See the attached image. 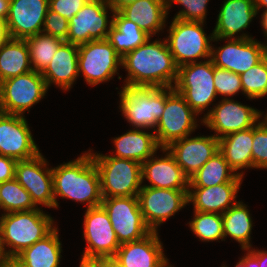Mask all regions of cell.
Returning a JSON list of instances; mask_svg holds the SVG:
<instances>
[{
	"label": "cell",
	"mask_w": 267,
	"mask_h": 267,
	"mask_svg": "<svg viewBox=\"0 0 267 267\" xmlns=\"http://www.w3.org/2000/svg\"><path fill=\"white\" fill-rule=\"evenodd\" d=\"M150 39L122 57L121 66L128 72L124 86H174L178 75V66L166 40H155L151 43Z\"/></svg>",
	"instance_id": "obj_1"
},
{
	"label": "cell",
	"mask_w": 267,
	"mask_h": 267,
	"mask_svg": "<svg viewBox=\"0 0 267 267\" xmlns=\"http://www.w3.org/2000/svg\"><path fill=\"white\" fill-rule=\"evenodd\" d=\"M55 209L57 196L87 203V209L101 205L103 200L98 169L91 150L73 161L52 168Z\"/></svg>",
	"instance_id": "obj_2"
},
{
	"label": "cell",
	"mask_w": 267,
	"mask_h": 267,
	"mask_svg": "<svg viewBox=\"0 0 267 267\" xmlns=\"http://www.w3.org/2000/svg\"><path fill=\"white\" fill-rule=\"evenodd\" d=\"M52 219L40 208L2 214L0 226L11 257L15 258L25 248L47 236L56 227Z\"/></svg>",
	"instance_id": "obj_3"
},
{
	"label": "cell",
	"mask_w": 267,
	"mask_h": 267,
	"mask_svg": "<svg viewBox=\"0 0 267 267\" xmlns=\"http://www.w3.org/2000/svg\"><path fill=\"white\" fill-rule=\"evenodd\" d=\"M91 155L99 172L103 198L137 197L142 187L141 163L100 153Z\"/></svg>",
	"instance_id": "obj_4"
},
{
	"label": "cell",
	"mask_w": 267,
	"mask_h": 267,
	"mask_svg": "<svg viewBox=\"0 0 267 267\" xmlns=\"http://www.w3.org/2000/svg\"><path fill=\"white\" fill-rule=\"evenodd\" d=\"M120 110L137 129H154L161 118L166 102V87H128L120 90Z\"/></svg>",
	"instance_id": "obj_5"
},
{
	"label": "cell",
	"mask_w": 267,
	"mask_h": 267,
	"mask_svg": "<svg viewBox=\"0 0 267 267\" xmlns=\"http://www.w3.org/2000/svg\"><path fill=\"white\" fill-rule=\"evenodd\" d=\"M203 25L204 22L173 18L165 40L178 67L198 62V58L211 59L214 34L207 36Z\"/></svg>",
	"instance_id": "obj_6"
},
{
	"label": "cell",
	"mask_w": 267,
	"mask_h": 267,
	"mask_svg": "<svg viewBox=\"0 0 267 267\" xmlns=\"http://www.w3.org/2000/svg\"><path fill=\"white\" fill-rule=\"evenodd\" d=\"M214 64L211 59L178 67L173 86L186 103L199 115L216 99Z\"/></svg>",
	"instance_id": "obj_7"
},
{
	"label": "cell",
	"mask_w": 267,
	"mask_h": 267,
	"mask_svg": "<svg viewBox=\"0 0 267 267\" xmlns=\"http://www.w3.org/2000/svg\"><path fill=\"white\" fill-rule=\"evenodd\" d=\"M84 215L83 235L88 245L80 263L110 261L115 256L120 243L108 213L102 205H99L87 209Z\"/></svg>",
	"instance_id": "obj_8"
},
{
	"label": "cell",
	"mask_w": 267,
	"mask_h": 267,
	"mask_svg": "<svg viewBox=\"0 0 267 267\" xmlns=\"http://www.w3.org/2000/svg\"><path fill=\"white\" fill-rule=\"evenodd\" d=\"M195 116L198 114L184 98L173 87H166L165 109L153 131L158 146L166 148L172 142L190 136L198 126Z\"/></svg>",
	"instance_id": "obj_9"
},
{
	"label": "cell",
	"mask_w": 267,
	"mask_h": 267,
	"mask_svg": "<svg viewBox=\"0 0 267 267\" xmlns=\"http://www.w3.org/2000/svg\"><path fill=\"white\" fill-rule=\"evenodd\" d=\"M46 82L34 70L0 82V112L23 116L47 93Z\"/></svg>",
	"instance_id": "obj_10"
},
{
	"label": "cell",
	"mask_w": 267,
	"mask_h": 267,
	"mask_svg": "<svg viewBox=\"0 0 267 267\" xmlns=\"http://www.w3.org/2000/svg\"><path fill=\"white\" fill-rule=\"evenodd\" d=\"M121 59L107 39L89 41L78 45V74L90 86L107 82L119 74Z\"/></svg>",
	"instance_id": "obj_11"
},
{
	"label": "cell",
	"mask_w": 267,
	"mask_h": 267,
	"mask_svg": "<svg viewBox=\"0 0 267 267\" xmlns=\"http://www.w3.org/2000/svg\"><path fill=\"white\" fill-rule=\"evenodd\" d=\"M101 205L108 213L120 244L142 239L151 232L134 196L103 198Z\"/></svg>",
	"instance_id": "obj_12"
},
{
	"label": "cell",
	"mask_w": 267,
	"mask_h": 267,
	"mask_svg": "<svg viewBox=\"0 0 267 267\" xmlns=\"http://www.w3.org/2000/svg\"><path fill=\"white\" fill-rule=\"evenodd\" d=\"M107 9L114 11L106 0H90L68 20L65 42L81 45L92 40L107 39L109 30L113 26V19L108 21Z\"/></svg>",
	"instance_id": "obj_13"
},
{
	"label": "cell",
	"mask_w": 267,
	"mask_h": 267,
	"mask_svg": "<svg viewBox=\"0 0 267 267\" xmlns=\"http://www.w3.org/2000/svg\"><path fill=\"white\" fill-rule=\"evenodd\" d=\"M218 103L201 119V123L215 131L214 136L218 139L254 127L263 115L261 111L230 98L223 97Z\"/></svg>",
	"instance_id": "obj_14"
},
{
	"label": "cell",
	"mask_w": 267,
	"mask_h": 267,
	"mask_svg": "<svg viewBox=\"0 0 267 267\" xmlns=\"http://www.w3.org/2000/svg\"><path fill=\"white\" fill-rule=\"evenodd\" d=\"M137 198L143 219L151 231H158L160 224L189 204L188 190L142 186Z\"/></svg>",
	"instance_id": "obj_15"
},
{
	"label": "cell",
	"mask_w": 267,
	"mask_h": 267,
	"mask_svg": "<svg viewBox=\"0 0 267 267\" xmlns=\"http://www.w3.org/2000/svg\"><path fill=\"white\" fill-rule=\"evenodd\" d=\"M41 153L36 156L18 160L15 166V179L31 195L37 206L55 208L52 168Z\"/></svg>",
	"instance_id": "obj_16"
},
{
	"label": "cell",
	"mask_w": 267,
	"mask_h": 267,
	"mask_svg": "<svg viewBox=\"0 0 267 267\" xmlns=\"http://www.w3.org/2000/svg\"><path fill=\"white\" fill-rule=\"evenodd\" d=\"M218 49L212 46L211 60L214 66L241 75L267 55V44L249 38H228Z\"/></svg>",
	"instance_id": "obj_17"
},
{
	"label": "cell",
	"mask_w": 267,
	"mask_h": 267,
	"mask_svg": "<svg viewBox=\"0 0 267 267\" xmlns=\"http://www.w3.org/2000/svg\"><path fill=\"white\" fill-rule=\"evenodd\" d=\"M39 153L25 116L0 112V155L18 161Z\"/></svg>",
	"instance_id": "obj_18"
},
{
	"label": "cell",
	"mask_w": 267,
	"mask_h": 267,
	"mask_svg": "<svg viewBox=\"0 0 267 267\" xmlns=\"http://www.w3.org/2000/svg\"><path fill=\"white\" fill-rule=\"evenodd\" d=\"M157 231L142 239L120 244L110 260L117 267H172L163 253Z\"/></svg>",
	"instance_id": "obj_19"
},
{
	"label": "cell",
	"mask_w": 267,
	"mask_h": 267,
	"mask_svg": "<svg viewBox=\"0 0 267 267\" xmlns=\"http://www.w3.org/2000/svg\"><path fill=\"white\" fill-rule=\"evenodd\" d=\"M49 0H10L6 18L9 37L25 40L42 32Z\"/></svg>",
	"instance_id": "obj_20"
},
{
	"label": "cell",
	"mask_w": 267,
	"mask_h": 267,
	"mask_svg": "<svg viewBox=\"0 0 267 267\" xmlns=\"http://www.w3.org/2000/svg\"><path fill=\"white\" fill-rule=\"evenodd\" d=\"M168 151L174 156L183 173L191 178L219 151V139L212 136L184 137L172 142Z\"/></svg>",
	"instance_id": "obj_21"
},
{
	"label": "cell",
	"mask_w": 267,
	"mask_h": 267,
	"mask_svg": "<svg viewBox=\"0 0 267 267\" xmlns=\"http://www.w3.org/2000/svg\"><path fill=\"white\" fill-rule=\"evenodd\" d=\"M253 17H256L254 0H225L213 30V42L227 38H253L244 33L238 35L242 30L248 28ZM235 34L238 36L236 37Z\"/></svg>",
	"instance_id": "obj_22"
},
{
	"label": "cell",
	"mask_w": 267,
	"mask_h": 267,
	"mask_svg": "<svg viewBox=\"0 0 267 267\" xmlns=\"http://www.w3.org/2000/svg\"><path fill=\"white\" fill-rule=\"evenodd\" d=\"M164 157H149L141 164L142 183L144 179L150 182L149 186L161 189L188 190L189 178L176 163L174 156L167 148H161Z\"/></svg>",
	"instance_id": "obj_23"
},
{
	"label": "cell",
	"mask_w": 267,
	"mask_h": 267,
	"mask_svg": "<svg viewBox=\"0 0 267 267\" xmlns=\"http://www.w3.org/2000/svg\"><path fill=\"white\" fill-rule=\"evenodd\" d=\"M241 184L227 182L211 187H189L188 203L192 202L194 211L223 214L237 203L235 199Z\"/></svg>",
	"instance_id": "obj_24"
},
{
	"label": "cell",
	"mask_w": 267,
	"mask_h": 267,
	"mask_svg": "<svg viewBox=\"0 0 267 267\" xmlns=\"http://www.w3.org/2000/svg\"><path fill=\"white\" fill-rule=\"evenodd\" d=\"M41 74L46 82L47 88L53 83L57 87H61L64 91L69 90L79 76L78 45L64 41Z\"/></svg>",
	"instance_id": "obj_25"
},
{
	"label": "cell",
	"mask_w": 267,
	"mask_h": 267,
	"mask_svg": "<svg viewBox=\"0 0 267 267\" xmlns=\"http://www.w3.org/2000/svg\"><path fill=\"white\" fill-rule=\"evenodd\" d=\"M118 12L151 37L165 28L168 15L166 0H138Z\"/></svg>",
	"instance_id": "obj_26"
},
{
	"label": "cell",
	"mask_w": 267,
	"mask_h": 267,
	"mask_svg": "<svg viewBox=\"0 0 267 267\" xmlns=\"http://www.w3.org/2000/svg\"><path fill=\"white\" fill-rule=\"evenodd\" d=\"M113 143L116 152L113 157L135 160L141 164L161 149L157 144L155 133L137 128L113 138Z\"/></svg>",
	"instance_id": "obj_27"
},
{
	"label": "cell",
	"mask_w": 267,
	"mask_h": 267,
	"mask_svg": "<svg viewBox=\"0 0 267 267\" xmlns=\"http://www.w3.org/2000/svg\"><path fill=\"white\" fill-rule=\"evenodd\" d=\"M253 127L228 134L219 139V151L231 169L243 177L240 169L252 168Z\"/></svg>",
	"instance_id": "obj_28"
},
{
	"label": "cell",
	"mask_w": 267,
	"mask_h": 267,
	"mask_svg": "<svg viewBox=\"0 0 267 267\" xmlns=\"http://www.w3.org/2000/svg\"><path fill=\"white\" fill-rule=\"evenodd\" d=\"M58 234V228L55 227L43 239L25 248L15 259L24 267H59L62 244Z\"/></svg>",
	"instance_id": "obj_29"
},
{
	"label": "cell",
	"mask_w": 267,
	"mask_h": 267,
	"mask_svg": "<svg viewBox=\"0 0 267 267\" xmlns=\"http://www.w3.org/2000/svg\"><path fill=\"white\" fill-rule=\"evenodd\" d=\"M112 19L113 26L109 30L107 40L121 58L151 38L137 24L127 20L119 12L112 11Z\"/></svg>",
	"instance_id": "obj_30"
},
{
	"label": "cell",
	"mask_w": 267,
	"mask_h": 267,
	"mask_svg": "<svg viewBox=\"0 0 267 267\" xmlns=\"http://www.w3.org/2000/svg\"><path fill=\"white\" fill-rule=\"evenodd\" d=\"M32 70L26 40L9 38L0 47V82Z\"/></svg>",
	"instance_id": "obj_31"
},
{
	"label": "cell",
	"mask_w": 267,
	"mask_h": 267,
	"mask_svg": "<svg viewBox=\"0 0 267 267\" xmlns=\"http://www.w3.org/2000/svg\"><path fill=\"white\" fill-rule=\"evenodd\" d=\"M242 180V177L231 169L223 154L218 151L189 178V187H211L227 182H242Z\"/></svg>",
	"instance_id": "obj_32"
},
{
	"label": "cell",
	"mask_w": 267,
	"mask_h": 267,
	"mask_svg": "<svg viewBox=\"0 0 267 267\" xmlns=\"http://www.w3.org/2000/svg\"><path fill=\"white\" fill-rule=\"evenodd\" d=\"M223 233L225 237L230 236L241 245V249L251 248L250 237L252 231V219L247 205L238 201L222 214Z\"/></svg>",
	"instance_id": "obj_33"
},
{
	"label": "cell",
	"mask_w": 267,
	"mask_h": 267,
	"mask_svg": "<svg viewBox=\"0 0 267 267\" xmlns=\"http://www.w3.org/2000/svg\"><path fill=\"white\" fill-rule=\"evenodd\" d=\"M26 43L29 48L30 63L34 71L42 73L49 65L63 40L43 32L29 37Z\"/></svg>",
	"instance_id": "obj_34"
},
{
	"label": "cell",
	"mask_w": 267,
	"mask_h": 267,
	"mask_svg": "<svg viewBox=\"0 0 267 267\" xmlns=\"http://www.w3.org/2000/svg\"><path fill=\"white\" fill-rule=\"evenodd\" d=\"M31 195L14 178L0 183V209L5 213L37 209Z\"/></svg>",
	"instance_id": "obj_35"
},
{
	"label": "cell",
	"mask_w": 267,
	"mask_h": 267,
	"mask_svg": "<svg viewBox=\"0 0 267 267\" xmlns=\"http://www.w3.org/2000/svg\"><path fill=\"white\" fill-rule=\"evenodd\" d=\"M189 226L203 242L224 240L222 214L194 211V218Z\"/></svg>",
	"instance_id": "obj_36"
},
{
	"label": "cell",
	"mask_w": 267,
	"mask_h": 267,
	"mask_svg": "<svg viewBox=\"0 0 267 267\" xmlns=\"http://www.w3.org/2000/svg\"><path fill=\"white\" fill-rule=\"evenodd\" d=\"M243 94L249 99L267 95V55L255 66L240 75Z\"/></svg>",
	"instance_id": "obj_37"
},
{
	"label": "cell",
	"mask_w": 267,
	"mask_h": 267,
	"mask_svg": "<svg viewBox=\"0 0 267 267\" xmlns=\"http://www.w3.org/2000/svg\"><path fill=\"white\" fill-rule=\"evenodd\" d=\"M214 85L217 95L227 96L235 95L242 91L241 77L237 73L227 69H222L214 66Z\"/></svg>",
	"instance_id": "obj_38"
},
{
	"label": "cell",
	"mask_w": 267,
	"mask_h": 267,
	"mask_svg": "<svg viewBox=\"0 0 267 267\" xmlns=\"http://www.w3.org/2000/svg\"><path fill=\"white\" fill-rule=\"evenodd\" d=\"M209 0H166L167 10H170L172 3L183 6L174 18L185 21L204 22L206 18L207 4Z\"/></svg>",
	"instance_id": "obj_39"
},
{
	"label": "cell",
	"mask_w": 267,
	"mask_h": 267,
	"mask_svg": "<svg viewBox=\"0 0 267 267\" xmlns=\"http://www.w3.org/2000/svg\"><path fill=\"white\" fill-rule=\"evenodd\" d=\"M252 168L267 169V127L260 121L253 127Z\"/></svg>",
	"instance_id": "obj_40"
},
{
	"label": "cell",
	"mask_w": 267,
	"mask_h": 267,
	"mask_svg": "<svg viewBox=\"0 0 267 267\" xmlns=\"http://www.w3.org/2000/svg\"><path fill=\"white\" fill-rule=\"evenodd\" d=\"M68 27L69 22L65 17L52 11L50 8L47 10L42 29L44 34L52 35L66 41Z\"/></svg>",
	"instance_id": "obj_41"
},
{
	"label": "cell",
	"mask_w": 267,
	"mask_h": 267,
	"mask_svg": "<svg viewBox=\"0 0 267 267\" xmlns=\"http://www.w3.org/2000/svg\"><path fill=\"white\" fill-rule=\"evenodd\" d=\"M90 0H49V8L70 20Z\"/></svg>",
	"instance_id": "obj_42"
},
{
	"label": "cell",
	"mask_w": 267,
	"mask_h": 267,
	"mask_svg": "<svg viewBox=\"0 0 267 267\" xmlns=\"http://www.w3.org/2000/svg\"><path fill=\"white\" fill-rule=\"evenodd\" d=\"M17 160L0 155V183L15 178V166Z\"/></svg>",
	"instance_id": "obj_43"
},
{
	"label": "cell",
	"mask_w": 267,
	"mask_h": 267,
	"mask_svg": "<svg viewBox=\"0 0 267 267\" xmlns=\"http://www.w3.org/2000/svg\"><path fill=\"white\" fill-rule=\"evenodd\" d=\"M5 242L2 235V229L0 226V267L12 259L11 255L9 254L8 250H5Z\"/></svg>",
	"instance_id": "obj_44"
},
{
	"label": "cell",
	"mask_w": 267,
	"mask_h": 267,
	"mask_svg": "<svg viewBox=\"0 0 267 267\" xmlns=\"http://www.w3.org/2000/svg\"><path fill=\"white\" fill-rule=\"evenodd\" d=\"M248 251L242 259L246 263L247 267H259L258 264V257L257 255L252 251V248L246 249Z\"/></svg>",
	"instance_id": "obj_45"
},
{
	"label": "cell",
	"mask_w": 267,
	"mask_h": 267,
	"mask_svg": "<svg viewBox=\"0 0 267 267\" xmlns=\"http://www.w3.org/2000/svg\"><path fill=\"white\" fill-rule=\"evenodd\" d=\"M138 0H106L108 5L115 11L118 12L120 9L124 8L126 5L133 3Z\"/></svg>",
	"instance_id": "obj_46"
},
{
	"label": "cell",
	"mask_w": 267,
	"mask_h": 267,
	"mask_svg": "<svg viewBox=\"0 0 267 267\" xmlns=\"http://www.w3.org/2000/svg\"><path fill=\"white\" fill-rule=\"evenodd\" d=\"M7 24L5 20H0V47L9 39Z\"/></svg>",
	"instance_id": "obj_47"
},
{
	"label": "cell",
	"mask_w": 267,
	"mask_h": 267,
	"mask_svg": "<svg viewBox=\"0 0 267 267\" xmlns=\"http://www.w3.org/2000/svg\"><path fill=\"white\" fill-rule=\"evenodd\" d=\"M252 251L257 255L258 257V264L259 267H267V251L263 250H255L252 249Z\"/></svg>",
	"instance_id": "obj_48"
},
{
	"label": "cell",
	"mask_w": 267,
	"mask_h": 267,
	"mask_svg": "<svg viewBox=\"0 0 267 267\" xmlns=\"http://www.w3.org/2000/svg\"><path fill=\"white\" fill-rule=\"evenodd\" d=\"M10 0H0V20H6L9 13Z\"/></svg>",
	"instance_id": "obj_49"
},
{
	"label": "cell",
	"mask_w": 267,
	"mask_h": 267,
	"mask_svg": "<svg viewBox=\"0 0 267 267\" xmlns=\"http://www.w3.org/2000/svg\"><path fill=\"white\" fill-rule=\"evenodd\" d=\"M261 26L263 28L264 36L267 37V10H263V14H261Z\"/></svg>",
	"instance_id": "obj_50"
},
{
	"label": "cell",
	"mask_w": 267,
	"mask_h": 267,
	"mask_svg": "<svg viewBox=\"0 0 267 267\" xmlns=\"http://www.w3.org/2000/svg\"><path fill=\"white\" fill-rule=\"evenodd\" d=\"M255 7H256V15L258 14L259 10L264 7V10H267V0H254Z\"/></svg>",
	"instance_id": "obj_51"
},
{
	"label": "cell",
	"mask_w": 267,
	"mask_h": 267,
	"mask_svg": "<svg viewBox=\"0 0 267 267\" xmlns=\"http://www.w3.org/2000/svg\"><path fill=\"white\" fill-rule=\"evenodd\" d=\"M1 267H24L21 263H19L15 258H12Z\"/></svg>",
	"instance_id": "obj_52"
},
{
	"label": "cell",
	"mask_w": 267,
	"mask_h": 267,
	"mask_svg": "<svg viewBox=\"0 0 267 267\" xmlns=\"http://www.w3.org/2000/svg\"><path fill=\"white\" fill-rule=\"evenodd\" d=\"M99 267H117L111 261H103L96 263Z\"/></svg>",
	"instance_id": "obj_53"
},
{
	"label": "cell",
	"mask_w": 267,
	"mask_h": 267,
	"mask_svg": "<svg viewBox=\"0 0 267 267\" xmlns=\"http://www.w3.org/2000/svg\"><path fill=\"white\" fill-rule=\"evenodd\" d=\"M222 267H226V266L224 265V266H222ZM235 267H247V266H246V263L244 262V260L241 258V259L239 260V262L236 264Z\"/></svg>",
	"instance_id": "obj_54"
},
{
	"label": "cell",
	"mask_w": 267,
	"mask_h": 267,
	"mask_svg": "<svg viewBox=\"0 0 267 267\" xmlns=\"http://www.w3.org/2000/svg\"><path fill=\"white\" fill-rule=\"evenodd\" d=\"M260 122H262L267 127V113L266 115H264V119Z\"/></svg>",
	"instance_id": "obj_55"
},
{
	"label": "cell",
	"mask_w": 267,
	"mask_h": 267,
	"mask_svg": "<svg viewBox=\"0 0 267 267\" xmlns=\"http://www.w3.org/2000/svg\"><path fill=\"white\" fill-rule=\"evenodd\" d=\"M79 267H91V263H80Z\"/></svg>",
	"instance_id": "obj_56"
},
{
	"label": "cell",
	"mask_w": 267,
	"mask_h": 267,
	"mask_svg": "<svg viewBox=\"0 0 267 267\" xmlns=\"http://www.w3.org/2000/svg\"><path fill=\"white\" fill-rule=\"evenodd\" d=\"M91 267H99L96 263H91Z\"/></svg>",
	"instance_id": "obj_57"
}]
</instances>
